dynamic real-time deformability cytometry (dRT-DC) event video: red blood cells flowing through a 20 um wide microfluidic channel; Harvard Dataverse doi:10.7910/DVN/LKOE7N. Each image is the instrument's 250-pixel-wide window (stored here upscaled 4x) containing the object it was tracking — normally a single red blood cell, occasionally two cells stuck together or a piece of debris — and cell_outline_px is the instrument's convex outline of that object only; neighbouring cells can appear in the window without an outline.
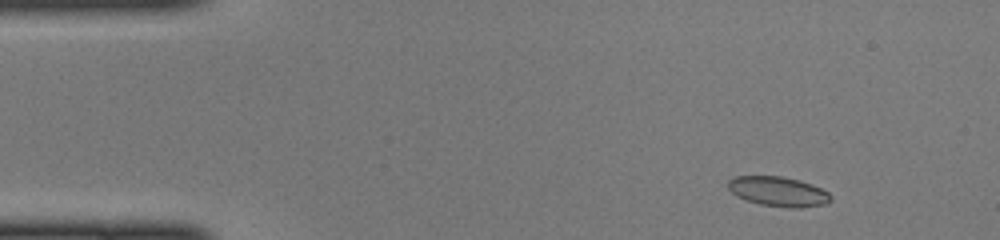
{"species": "common noctule bat (a hibernating species)", "species_latin": "Nyctalus noctula", "temperature_condition": "cold", "stored_images_in_passage": 43, "camera_frame_rate_fps": 3000, "um_per_image_px": 0.085, "animal": {"sex": "female", "body_mass_g": 22.0, "forearm_length_mm": 56.7}, "frame": {"image": 1, "passage_image": 1, "time_ms": 0.0, "image_size_px": [1000, 240], "cell_outline_px": [[832, 200], [828, 204], [800, 208], [788, 208], [760, 204], [736, 196], [728, 188], [728, 180], [732, 176], [780, 176], [800, 180], [812, 184], [828, 192], [832, 196]], "centroid_in_image_um": [66.18, 16.28], "position_along_channel_um": 18.8, "area_um2": 17.98}}
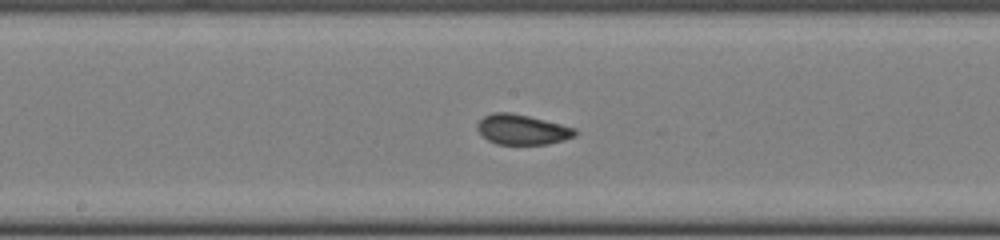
{"frame": {"image": 2, "passage_image": 20, "time_ms": 6.333, "image_size_px": [1000, 240], "cell_outline_px": [[576, 136], [564, 140], [548, 144], [496, 144], [488, 140], [476, 128], [476, 124], [484, 116], [492, 112], [508, 112], [528, 116], [576, 128]], "centroid_in_image_um": [44.38, 11.01], "position_along_channel_um": 203.8, "area_um2": 17.05}}
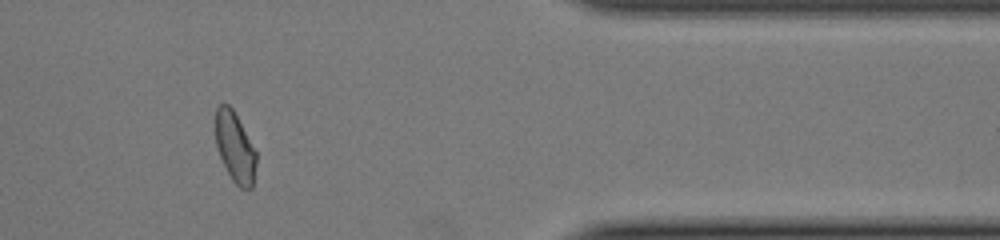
{"frame": {"image": 3, "passage_image": 35, "time_ms": 11.333, "image_size_px": [1000, 240], "cell_outline_px": [[256, 164], [252, 188], [240, 188], [232, 180], [216, 148], [216, 108], [220, 104], [228, 104], [232, 108], [256, 152]], "centroid_in_image_um": [19.97, 12.53], "position_along_channel_um": 391.4, "area_um2": 16.3}}